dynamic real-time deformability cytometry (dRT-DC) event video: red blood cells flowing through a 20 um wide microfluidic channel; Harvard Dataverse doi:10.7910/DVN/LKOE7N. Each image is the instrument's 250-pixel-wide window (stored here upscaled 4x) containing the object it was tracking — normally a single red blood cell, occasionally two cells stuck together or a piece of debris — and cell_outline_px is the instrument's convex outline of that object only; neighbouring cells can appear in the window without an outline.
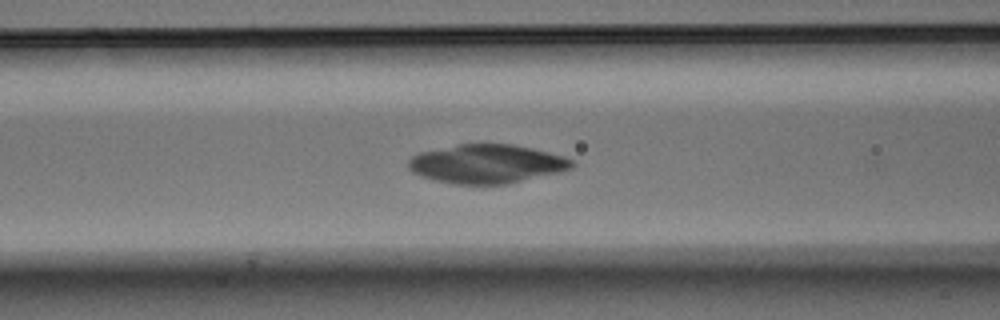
{"species": "Egyptian fruit bat (a non-hibernating species)", "species_latin": "Rousettus aegyptiacus", "temperature_condition": "warm", "stored_images_in_passage": 26, "camera_frame_rate_fps": 3000, "um_per_image_px": 0.085, "animal": {"sex": "male"}, "frame": {"image": 1, "passage_image": 5, "time_ms": 1.333, "image_size_px": [1000, 320], "cell_outline_px": [[576, 164], [572, 168], [560, 172], [508, 184], [456, 184], [436, 180], [412, 172], [408, 168], [408, 160], [412, 156], [420, 152], [460, 144], [512, 144], [532, 148], [564, 156], [572, 160]], "centroid_in_image_um": [41.41, 13.93], "position_along_channel_um": 125.2, "area_um2": 36.88}}
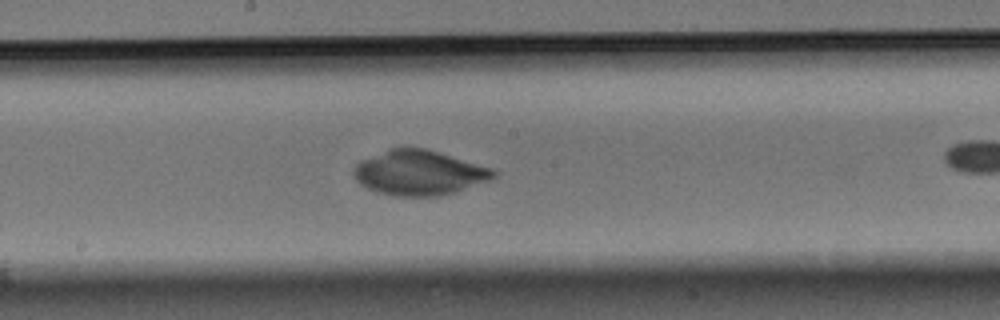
{"frame": {"image": 2, "passage_image": 12, "time_ms": 3.667, "image_size_px": [1000, 320], "cell_outline_px": [[500, 172], [496, 176], [488, 180], [452, 192], [436, 196], [392, 196], [376, 192], [360, 184], [356, 180], [352, 172], [356, 164], [360, 160], [392, 148], [424, 148], [440, 152], [492, 168]], "centroid_in_image_um": [35.6, 14.68], "position_along_channel_um": 212.6, "area_um2": 36.3}}
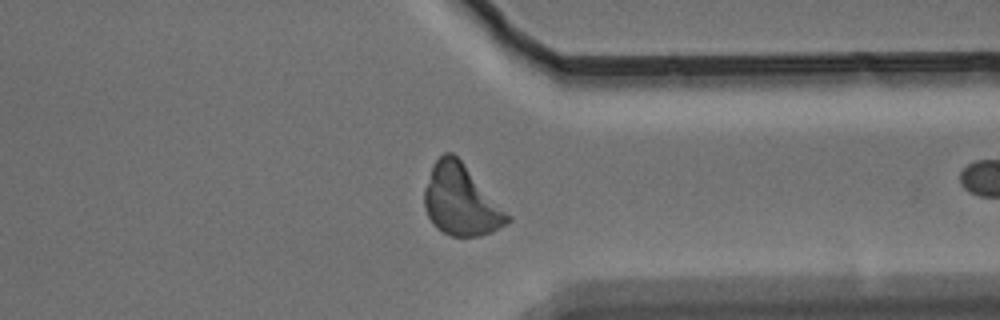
{"frame": {"image": 3, "passage_image": 25, "time_ms": 8.0, "image_size_px": [1000, 320], "cell_outline_px": [[512, 220], [492, 232], [480, 236], [452, 236], [436, 228], [432, 224], [424, 208], [424, 188], [432, 164], [444, 152], [452, 152], [460, 160], [512, 216]], "centroid_in_image_um": [39.17, 17.04], "position_along_channel_um": 372.2, "area_um2": 34.22}}